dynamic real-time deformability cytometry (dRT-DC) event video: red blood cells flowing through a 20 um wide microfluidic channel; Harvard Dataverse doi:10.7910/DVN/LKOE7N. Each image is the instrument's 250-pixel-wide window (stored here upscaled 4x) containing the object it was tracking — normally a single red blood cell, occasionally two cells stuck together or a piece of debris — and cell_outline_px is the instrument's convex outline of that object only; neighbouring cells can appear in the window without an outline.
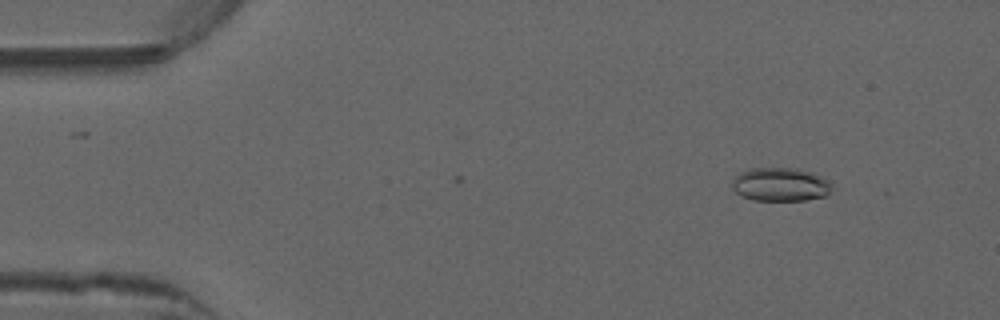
{"species": "common noctule bat (a hibernating species)", "species_latin": "Nyctalus noctula", "temperature_condition": "warm", "stored_images_in_passage": 3, "camera_frame_rate_fps": 3000, "um_per_image_px": 0.085, "animal": {"sex": "male", "forearm_length_mm": 52.5}, "frame": {"image": 1, "passage_image": 3, "time_ms": 0.667, "image_size_px": [1000, 320], "cell_outline_px": [[832, 188], [824, 196], [804, 200], [752, 200], [736, 192], [732, 188], [732, 180], [740, 172], [748, 168], [796, 168], [812, 172], [828, 180], [832, 184]], "centroid_in_image_um": [66.32, 15.67], "position_along_channel_um": 18.7, "area_um2": 19.48}}